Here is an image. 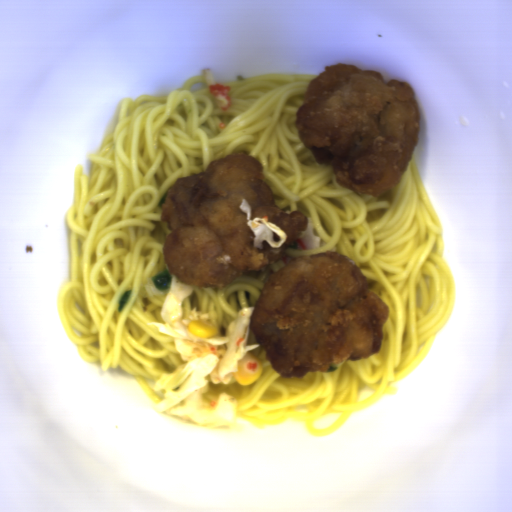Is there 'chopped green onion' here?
Instances as JSON below:
<instances>
[{"label": "chopped green onion", "mask_w": 512, "mask_h": 512, "mask_svg": "<svg viewBox=\"0 0 512 512\" xmlns=\"http://www.w3.org/2000/svg\"><path fill=\"white\" fill-rule=\"evenodd\" d=\"M173 275L170 273L169 268H165L162 271L151 276L152 284L158 292H163L170 289L172 285Z\"/></svg>", "instance_id": "ed74a00b"}, {"label": "chopped green onion", "mask_w": 512, "mask_h": 512, "mask_svg": "<svg viewBox=\"0 0 512 512\" xmlns=\"http://www.w3.org/2000/svg\"><path fill=\"white\" fill-rule=\"evenodd\" d=\"M131 293H132V289L125 291L123 294L120 295V297L117 301V312L120 313L129 304L130 299H131Z\"/></svg>", "instance_id": "75c4bb68"}]
</instances>
